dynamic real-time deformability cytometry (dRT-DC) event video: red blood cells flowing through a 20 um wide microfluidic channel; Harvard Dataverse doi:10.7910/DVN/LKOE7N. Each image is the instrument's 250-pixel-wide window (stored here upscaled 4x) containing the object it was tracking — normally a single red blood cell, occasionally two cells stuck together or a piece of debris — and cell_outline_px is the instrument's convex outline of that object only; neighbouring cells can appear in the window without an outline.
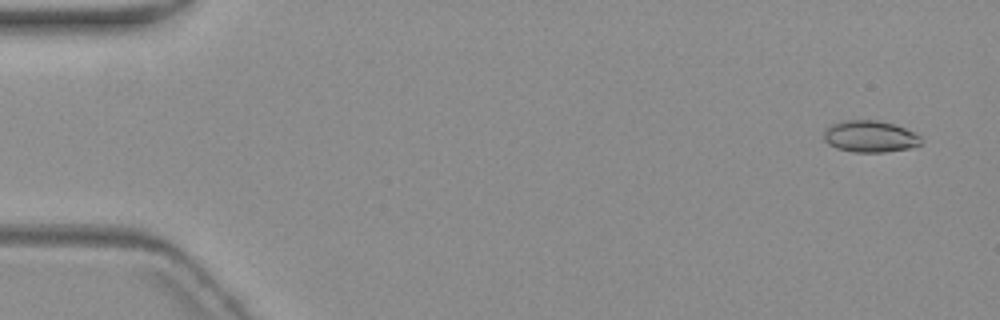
{"species": "common noctule bat (a hibernating species)", "species_latin": "Nyctalus noctula", "temperature_condition": "warm", "stored_images_in_passage": 5, "camera_frame_rate_fps": 3000, "um_per_image_px": 0.085, "animal": {"sex": "female", "body_mass_g": 19.3, "forearm_length_mm": 54.1}, "frame": {"image": 1, "passage_image": 1, "time_ms": 0.0, "image_size_px": [1000, 320], "cell_outline_px": [[924, 140], [920, 144], [908, 148], [884, 152], [852, 152], [836, 148], [828, 144], [824, 140], [824, 128], [832, 124], [844, 120], [876, 120], [892, 124], [904, 128], [920, 136]], "centroid_in_image_um": [73.91, 11.6], "position_along_channel_um": 11.1, "area_um2": 17.92}}